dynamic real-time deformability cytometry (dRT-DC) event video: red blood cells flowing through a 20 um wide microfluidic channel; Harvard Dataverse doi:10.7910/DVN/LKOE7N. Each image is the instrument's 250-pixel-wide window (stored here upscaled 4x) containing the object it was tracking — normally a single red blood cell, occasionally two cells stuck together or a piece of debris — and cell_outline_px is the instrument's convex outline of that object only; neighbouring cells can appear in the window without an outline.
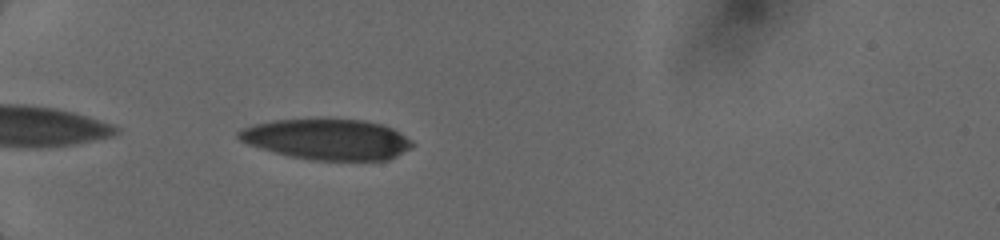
{"species": "human", "species_latin": "Homo sapiens", "temperature_condition": "cold", "stored_images_in_passage": 4, "camera_frame_rate_fps": 3000, "um_per_image_px": 0.085, "donor": {"sex": "female"}, "frame": {"image": 1, "passage_image": 4, "time_ms": 3.667, "image_size_px": [1000, 240], "cell_outline_px": [[416, 144], [412, 148], [388, 160], [312, 160], [288, 156], [260, 148], [248, 144], [240, 140], [236, 136], [236, 132], [252, 124], [272, 120], [320, 116], [324, 116], [364, 120], [384, 124], [400, 132], [412, 140]], "centroid_in_image_um": [27.82, 11.79], "position_along_channel_um": 57.2, "area_um2": 42.66}}